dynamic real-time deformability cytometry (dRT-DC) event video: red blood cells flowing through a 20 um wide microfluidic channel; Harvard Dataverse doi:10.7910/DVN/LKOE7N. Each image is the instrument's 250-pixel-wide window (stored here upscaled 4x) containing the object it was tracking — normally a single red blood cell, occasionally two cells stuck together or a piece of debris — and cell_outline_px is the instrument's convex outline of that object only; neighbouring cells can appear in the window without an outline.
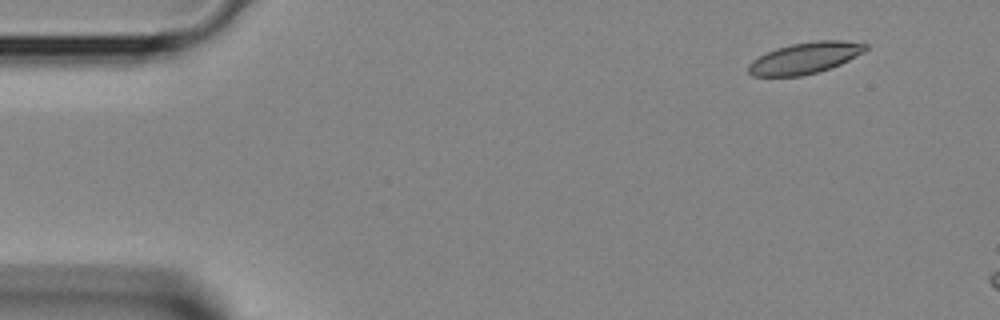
{"species": "Egyptian fruit bat (a non-hibernating species)", "species_latin": "Rousettus aegyptiacus", "temperature_condition": "room temperature", "stored_images_in_passage": 3, "camera_frame_rate_fps": 3000, "um_per_image_px": 0.085, "animal": {"sex": "female"}, "frame": {"image": 1, "passage_image": 1, "time_ms": 0.0, "image_size_px": [1000, 320], "cell_outline_px": [[868, 48], [864, 52], [840, 64], [820, 72], [804, 76], [752, 76], [748, 72], [748, 64], [752, 60], [776, 48], [792, 44], [816, 40], [840, 40], [868, 44]], "centroid_in_image_um": [68.43, 4.94], "position_along_channel_um": 16.6, "area_um2": 21.39}}